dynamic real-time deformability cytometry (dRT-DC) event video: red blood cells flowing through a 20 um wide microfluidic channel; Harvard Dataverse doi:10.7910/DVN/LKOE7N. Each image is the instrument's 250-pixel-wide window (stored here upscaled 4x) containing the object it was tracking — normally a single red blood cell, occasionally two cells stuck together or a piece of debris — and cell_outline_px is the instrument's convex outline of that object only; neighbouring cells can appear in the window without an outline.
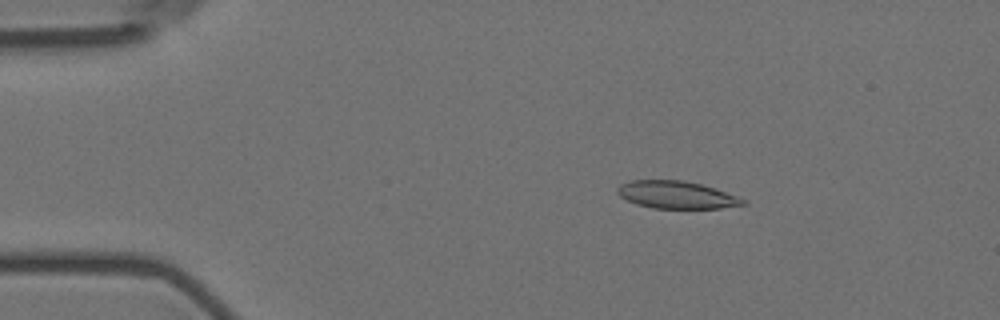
{"species": "Egyptian fruit bat (a non-hibernating species)", "species_latin": "Rousettus aegyptiacus", "temperature_condition": "room temperature", "stored_images_in_passage": 5, "camera_frame_rate_fps": 3000, "um_per_image_px": 0.085, "animal": {"sex": "female"}, "frame": {"image": 1, "passage_image": 3, "time_ms": 0.667, "image_size_px": [1000, 320], "cell_outline_px": [[748, 204], [720, 208], [652, 208], [636, 204], [620, 196], [616, 192], [616, 188], [620, 184], [632, 180], [684, 180], [700, 184], [748, 200]], "centroid_in_image_um": [57.48, 16.56], "position_along_channel_um": 27.5, "area_um2": 20.0}}